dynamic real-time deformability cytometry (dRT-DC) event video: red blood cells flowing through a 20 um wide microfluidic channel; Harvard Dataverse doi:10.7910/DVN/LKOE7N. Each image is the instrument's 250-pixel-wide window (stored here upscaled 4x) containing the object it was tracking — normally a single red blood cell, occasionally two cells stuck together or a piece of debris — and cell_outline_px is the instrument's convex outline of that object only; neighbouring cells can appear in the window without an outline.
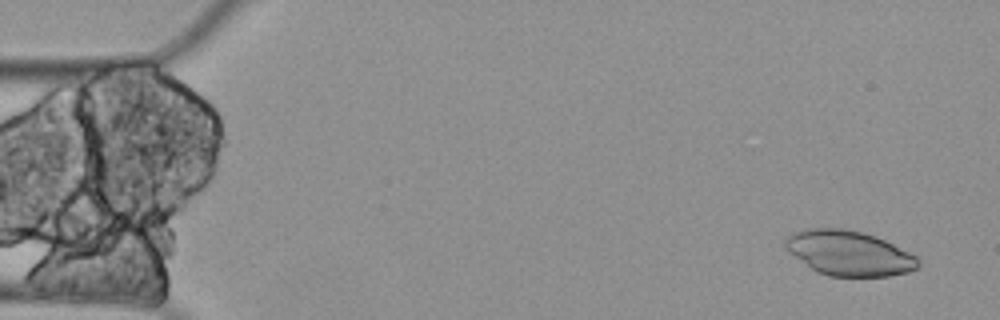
{"species": "Egyptian fruit bat (a non-hibernating species)", "species_latin": "Rousettus aegyptiacus", "temperature_condition": "cold", "stored_images_in_passage": 6, "camera_frame_rate_fps": 3000, "um_per_image_px": 0.085, "animal": {"sex": "female"}, "frame": {"image": 1, "passage_image": 1, "time_ms": 0.0, "image_size_px": [1000, 320], "cell_outline_px": [[920, 268], [908, 272], [888, 276], [828, 276], [816, 272], [788, 252], [784, 248], [784, 236], [792, 232], [804, 228], [844, 228], [876, 236], [916, 256], [920, 260]], "centroid_in_image_um": [72.11, 21.51], "position_along_channel_um": 12.9, "area_um2": 35.08}}
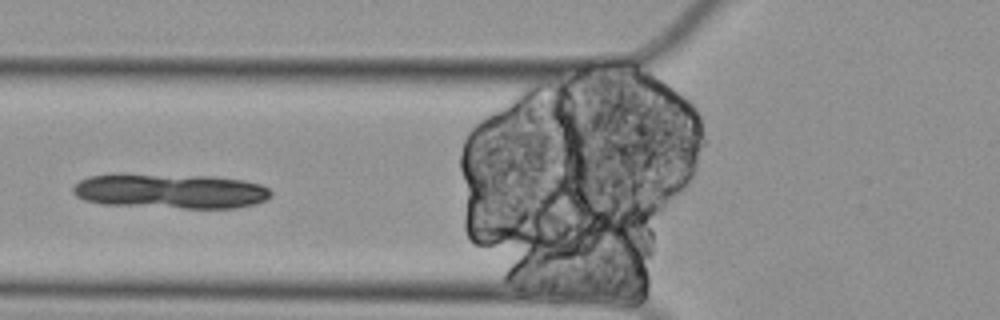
{"frame": {"image": 2, "passage_image": 6, "time_ms": 1.667, "image_size_px": [1000, 320], "cell_outline_px": [[272, 196], [256, 204], [236, 208], [184, 208], [100, 204], [84, 200], [76, 196], [72, 192], [72, 188], [80, 180], [88, 176], [212, 176], [244, 180], [260, 184], [268, 188], [272, 192]], "centroid_in_image_um": [14.56, 16.28], "position_along_channel_um": 111.2, "area_um2": 39.42}}